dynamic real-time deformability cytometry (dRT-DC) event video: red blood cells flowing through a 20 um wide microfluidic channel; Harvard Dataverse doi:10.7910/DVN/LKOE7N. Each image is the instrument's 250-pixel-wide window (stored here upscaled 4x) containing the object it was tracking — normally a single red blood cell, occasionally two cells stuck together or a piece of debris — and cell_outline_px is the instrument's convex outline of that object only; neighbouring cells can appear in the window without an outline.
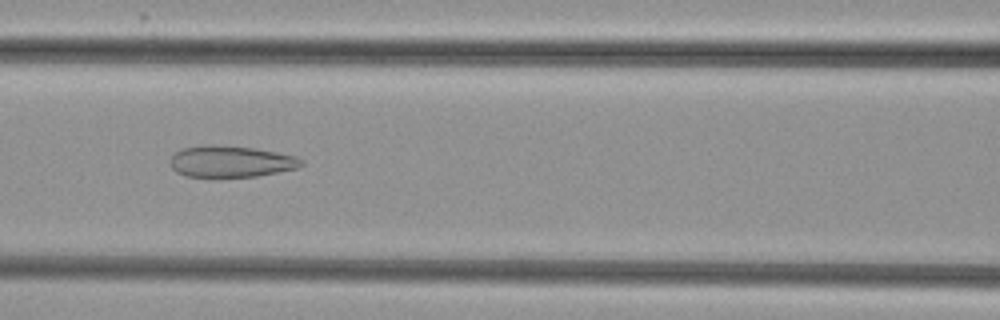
{"species": "common noctule bat (a hibernating species)", "species_latin": "Nyctalus noctula", "temperature_condition": "cold", "stored_images_in_passage": 45, "camera_frame_rate_fps": 3000, "um_per_image_px": 0.085, "animal": {"sex": "female", "body_mass_g": 29.2, "forearm_length_mm": 56.3}, "frame": {"image": 1, "passage_image": 16, "time_ms": 5.0, "image_size_px": [1000, 320], "cell_outline_px": [[304, 164], [296, 168], [256, 176], [184, 176], [176, 172], [168, 164], [168, 160], [176, 152], [184, 148], [208, 144], [212, 144], [256, 148], [296, 156], [304, 160]], "centroid_in_image_um": [19.6, 13.71], "position_along_channel_um": 147.0, "area_um2": 23.99}}
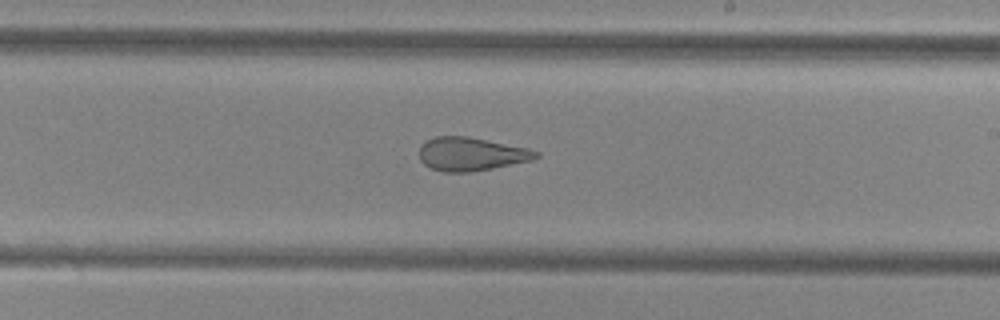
{"frame": {"image": 2, "passage_image": 24, "time_ms": 7.667, "image_size_px": [1000, 320], "cell_outline_px": [[540, 156], [532, 160], [492, 168], [468, 172], [444, 172], [432, 168], [424, 164], [420, 160], [420, 144], [436, 136], [468, 136], [528, 148], [540, 152]], "centroid_in_image_um": [40.05, 13.09], "position_along_channel_um": 248.9, "area_um2": 22.66}}
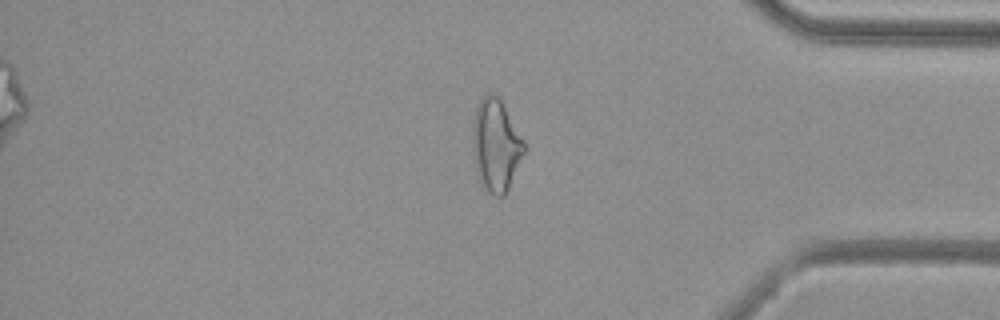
{"frame": {"image": 3, "passage_image": 37, "time_ms": 12.0, "image_size_px": [1000, 320], "cell_outline_px": [[524, 152], [508, 188], [504, 196], [496, 196], [488, 192], [480, 184], [476, 172], [472, 148], [472, 120], [476, 108], [480, 100], [488, 92], [496, 96], [500, 100], [524, 140]], "centroid_in_image_um": [42.1, 12.36], "position_along_channel_um": 393.1, "area_um2": 27.46}}